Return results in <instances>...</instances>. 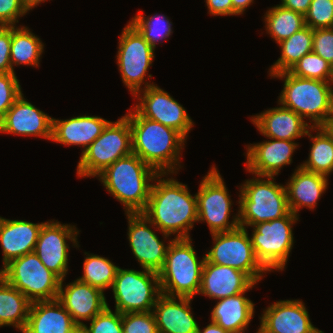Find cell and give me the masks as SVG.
<instances>
[{"label":"cell","mask_w":333,"mask_h":333,"mask_svg":"<svg viewBox=\"0 0 333 333\" xmlns=\"http://www.w3.org/2000/svg\"><path fill=\"white\" fill-rule=\"evenodd\" d=\"M52 119L53 117L28 102L22 93L0 120V133L40 137L51 141Z\"/></svg>","instance_id":"18"},{"label":"cell","mask_w":333,"mask_h":333,"mask_svg":"<svg viewBox=\"0 0 333 333\" xmlns=\"http://www.w3.org/2000/svg\"><path fill=\"white\" fill-rule=\"evenodd\" d=\"M305 23L313 30L333 28V0H312Z\"/></svg>","instance_id":"38"},{"label":"cell","mask_w":333,"mask_h":333,"mask_svg":"<svg viewBox=\"0 0 333 333\" xmlns=\"http://www.w3.org/2000/svg\"><path fill=\"white\" fill-rule=\"evenodd\" d=\"M83 275L79 281L101 289L103 292L112 287L119 266L108 258L84 252Z\"/></svg>","instance_id":"34"},{"label":"cell","mask_w":333,"mask_h":333,"mask_svg":"<svg viewBox=\"0 0 333 333\" xmlns=\"http://www.w3.org/2000/svg\"><path fill=\"white\" fill-rule=\"evenodd\" d=\"M44 222L32 223L23 220H10L0 216V244L2 248V268L11 260L33 252Z\"/></svg>","instance_id":"25"},{"label":"cell","mask_w":333,"mask_h":333,"mask_svg":"<svg viewBox=\"0 0 333 333\" xmlns=\"http://www.w3.org/2000/svg\"><path fill=\"white\" fill-rule=\"evenodd\" d=\"M283 80L278 105L291 109L312 127L330 126L333 119V83L300 78L288 71L270 75Z\"/></svg>","instance_id":"4"},{"label":"cell","mask_w":333,"mask_h":333,"mask_svg":"<svg viewBox=\"0 0 333 333\" xmlns=\"http://www.w3.org/2000/svg\"><path fill=\"white\" fill-rule=\"evenodd\" d=\"M133 98L137 99L138 103L132 108L140 116L170 127L188 139L194 122L183 105L168 92L154 84L137 92Z\"/></svg>","instance_id":"14"},{"label":"cell","mask_w":333,"mask_h":333,"mask_svg":"<svg viewBox=\"0 0 333 333\" xmlns=\"http://www.w3.org/2000/svg\"><path fill=\"white\" fill-rule=\"evenodd\" d=\"M299 216H287L252 226L250 236L257 260L268 271H284L294 246L293 225Z\"/></svg>","instance_id":"8"},{"label":"cell","mask_w":333,"mask_h":333,"mask_svg":"<svg viewBox=\"0 0 333 333\" xmlns=\"http://www.w3.org/2000/svg\"><path fill=\"white\" fill-rule=\"evenodd\" d=\"M43 52L42 40L27 26H12L10 62L13 71L18 65L39 67Z\"/></svg>","instance_id":"31"},{"label":"cell","mask_w":333,"mask_h":333,"mask_svg":"<svg viewBox=\"0 0 333 333\" xmlns=\"http://www.w3.org/2000/svg\"><path fill=\"white\" fill-rule=\"evenodd\" d=\"M76 323L57 300L33 302L22 333H66Z\"/></svg>","instance_id":"27"},{"label":"cell","mask_w":333,"mask_h":333,"mask_svg":"<svg viewBox=\"0 0 333 333\" xmlns=\"http://www.w3.org/2000/svg\"><path fill=\"white\" fill-rule=\"evenodd\" d=\"M0 275L32 303L58 297L61 279L48 270L33 251L11 260Z\"/></svg>","instance_id":"9"},{"label":"cell","mask_w":333,"mask_h":333,"mask_svg":"<svg viewBox=\"0 0 333 333\" xmlns=\"http://www.w3.org/2000/svg\"><path fill=\"white\" fill-rule=\"evenodd\" d=\"M233 5V15H241L244 14L243 12L246 11L247 7L252 5L251 3L254 0H231Z\"/></svg>","instance_id":"46"},{"label":"cell","mask_w":333,"mask_h":333,"mask_svg":"<svg viewBox=\"0 0 333 333\" xmlns=\"http://www.w3.org/2000/svg\"><path fill=\"white\" fill-rule=\"evenodd\" d=\"M246 293L219 299L211 310L210 321L228 332L247 329L255 313V303L244 296Z\"/></svg>","instance_id":"28"},{"label":"cell","mask_w":333,"mask_h":333,"mask_svg":"<svg viewBox=\"0 0 333 333\" xmlns=\"http://www.w3.org/2000/svg\"><path fill=\"white\" fill-rule=\"evenodd\" d=\"M48 0H21V2L25 5V7L30 11L33 8L37 7L42 2H45Z\"/></svg>","instance_id":"48"},{"label":"cell","mask_w":333,"mask_h":333,"mask_svg":"<svg viewBox=\"0 0 333 333\" xmlns=\"http://www.w3.org/2000/svg\"><path fill=\"white\" fill-rule=\"evenodd\" d=\"M32 302L0 275V327L24 331Z\"/></svg>","instance_id":"30"},{"label":"cell","mask_w":333,"mask_h":333,"mask_svg":"<svg viewBox=\"0 0 333 333\" xmlns=\"http://www.w3.org/2000/svg\"><path fill=\"white\" fill-rule=\"evenodd\" d=\"M245 331H247V329H243V330H239V331H235V332H229V333H245Z\"/></svg>","instance_id":"50"},{"label":"cell","mask_w":333,"mask_h":333,"mask_svg":"<svg viewBox=\"0 0 333 333\" xmlns=\"http://www.w3.org/2000/svg\"><path fill=\"white\" fill-rule=\"evenodd\" d=\"M63 282L64 279L60 282L57 300L69 312L76 324L82 326L83 320L90 321L107 307L105 293L101 289L78 279L67 285Z\"/></svg>","instance_id":"20"},{"label":"cell","mask_w":333,"mask_h":333,"mask_svg":"<svg viewBox=\"0 0 333 333\" xmlns=\"http://www.w3.org/2000/svg\"><path fill=\"white\" fill-rule=\"evenodd\" d=\"M224 179L216 166H211L209 172L199 184L197 197L198 222H206L210 233L228 232L240 227L239 212L230 214L233 201Z\"/></svg>","instance_id":"10"},{"label":"cell","mask_w":333,"mask_h":333,"mask_svg":"<svg viewBox=\"0 0 333 333\" xmlns=\"http://www.w3.org/2000/svg\"><path fill=\"white\" fill-rule=\"evenodd\" d=\"M158 174L138 155L131 153L116 160L96 177L123 205L126 214L142 213L146 209L152 183Z\"/></svg>","instance_id":"3"},{"label":"cell","mask_w":333,"mask_h":333,"mask_svg":"<svg viewBox=\"0 0 333 333\" xmlns=\"http://www.w3.org/2000/svg\"><path fill=\"white\" fill-rule=\"evenodd\" d=\"M332 67V83H333V64L331 65Z\"/></svg>","instance_id":"52"},{"label":"cell","mask_w":333,"mask_h":333,"mask_svg":"<svg viewBox=\"0 0 333 333\" xmlns=\"http://www.w3.org/2000/svg\"><path fill=\"white\" fill-rule=\"evenodd\" d=\"M313 29L307 25L292 34L288 39L278 43L281 55L271 65L269 76L284 71H289L304 55L312 52Z\"/></svg>","instance_id":"32"},{"label":"cell","mask_w":333,"mask_h":333,"mask_svg":"<svg viewBox=\"0 0 333 333\" xmlns=\"http://www.w3.org/2000/svg\"><path fill=\"white\" fill-rule=\"evenodd\" d=\"M191 238H173L158 272L161 293L194 298L199 293L205 255L199 260Z\"/></svg>","instance_id":"6"},{"label":"cell","mask_w":333,"mask_h":333,"mask_svg":"<svg viewBox=\"0 0 333 333\" xmlns=\"http://www.w3.org/2000/svg\"><path fill=\"white\" fill-rule=\"evenodd\" d=\"M117 48L118 69L131 95L154 85L153 82H145V78L155 59V49L130 22L122 30Z\"/></svg>","instance_id":"12"},{"label":"cell","mask_w":333,"mask_h":333,"mask_svg":"<svg viewBox=\"0 0 333 333\" xmlns=\"http://www.w3.org/2000/svg\"><path fill=\"white\" fill-rule=\"evenodd\" d=\"M265 31L278 44L306 26L305 16L280 4L269 8L264 15Z\"/></svg>","instance_id":"33"},{"label":"cell","mask_w":333,"mask_h":333,"mask_svg":"<svg viewBox=\"0 0 333 333\" xmlns=\"http://www.w3.org/2000/svg\"><path fill=\"white\" fill-rule=\"evenodd\" d=\"M327 176L309 172L301 168V165L292 173L285 188L290 211L299 215L302 208L313 210L317 206L318 200L328 189Z\"/></svg>","instance_id":"26"},{"label":"cell","mask_w":333,"mask_h":333,"mask_svg":"<svg viewBox=\"0 0 333 333\" xmlns=\"http://www.w3.org/2000/svg\"><path fill=\"white\" fill-rule=\"evenodd\" d=\"M109 122L100 116L87 114L65 120L53 118L51 141L66 146H80L83 153Z\"/></svg>","instance_id":"24"},{"label":"cell","mask_w":333,"mask_h":333,"mask_svg":"<svg viewBox=\"0 0 333 333\" xmlns=\"http://www.w3.org/2000/svg\"><path fill=\"white\" fill-rule=\"evenodd\" d=\"M28 12L21 0H0V26H16Z\"/></svg>","instance_id":"42"},{"label":"cell","mask_w":333,"mask_h":333,"mask_svg":"<svg viewBox=\"0 0 333 333\" xmlns=\"http://www.w3.org/2000/svg\"><path fill=\"white\" fill-rule=\"evenodd\" d=\"M311 1L312 0H281L280 5L305 16L309 10Z\"/></svg>","instance_id":"45"},{"label":"cell","mask_w":333,"mask_h":333,"mask_svg":"<svg viewBox=\"0 0 333 333\" xmlns=\"http://www.w3.org/2000/svg\"><path fill=\"white\" fill-rule=\"evenodd\" d=\"M144 37V39L156 49V45L161 44L160 40L165 41L172 35V22L169 17L161 14L150 16L143 15L138 11L137 15L129 21Z\"/></svg>","instance_id":"35"},{"label":"cell","mask_w":333,"mask_h":333,"mask_svg":"<svg viewBox=\"0 0 333 333\" xmlns=\"http://www.w3.org/2000/svg\"><path fill=\"white\" fill-rule=\"evenodd\" d=\"M159 173L152 184L146 209L142 212L162 233L163 239L191 238L190 231L198 222L197 197L187 185ZM167 175V176H166ZM166 177V178H164ZM173 234V235H172Z\"/></svg>","instance_id":"1"},{"label":"cell","mask_w":333,"mask_h":333,"mask_svg":"<svg viewBox=\"0 0 333 333\" xmlns=\"http://www.w3.org/2000/svg\"><path fill=\"white\" fill-rule=\"evenodd\" d=\"M312 51L333 64V28L313 30Z\"/></svg>","instance_id":"41"},{"label":"cell","mask_w":333,"mask_h":333,"mask_svg":"<svg viewBox=\"0 0 333 333\" xmlns=\"http://www.w3.org/2000/svg\"><path fill=\"white\" fill-rule=\"evenodd\" d=\"M275 177L253 176L239 188V224L248 228L255 224L287 216L291 211L285 185L274 181Z\"/></svg>","instance_id":"5"},{"label":"cell","mask_w":333,"mask_h":333,"mask_svg":"<svg viewBox=\"0 0 333 333\" xmlns=\"http://www.w3.org/2000/svg\"><path fill=\"white\" fill-rule=\"evenodd\" d=\"M250 120L263 136L277 140L295 141L306 136L312 127L297 113L282 105L253 115Z\"/></svg>","instance_id":"22"},{"label":"cell","mask_w":333,"mask_h":333,"mask_svg":"<svg viewBox=\"0 0 333 333\" xmlns=\"http://www.w3.org/2000/svg\"><path fill=\"white\" fill-rule=\"evenodd\" d=\"M288 72L300 78L332 81L331 64L313 51L304 55Z\"/></svg>","instance_id":"36"},{"label":"cell","mask_w":333,"mask_h":333,"mask_svg":"<svg viewBox=\"0 0 333 333\" xmlns=\"http://www.w3.org/2000/svg\"><path fill=\"white\" fill-rule=\"evenodd\" d=\"M190 297L161 294L153 307L158 333H196L198 323L193 316Z\"/></svg>","instance_id":"23"},{"label":"cell","mask_w":333,"mask_h":333,"mask_svg":"<svg viewBox=\"0 0 333 333\" xmlns=\"http://www.w3.org/2000/svg\"><path fill=\"white\" fill-rule=\"evenodd\" d=\"M115 310L120 314L151 312L162 294L158 272L119 267L112 285Z\"/></svg>","instance_id":"11"},{"label":"cell","mask_w":333,"mask_h":333,"mask_svg":"<svg viewBox=\"0 0 333 333\" xmlns=\"http://www.w3.org/2000/svg\"><path fill=\"white\" fill-rule=\"evenodd\" d=\"M12 26H0V73H15L10 62Z\"/></svg>","instance_id":"43"},{"label":"cell","mask_w":333,"mask_h":333,"mask_svg":"<svg viewBox=\"0 0 333 333\" xmlns=\"http://www.w3.org/2000/svg\"><path fill=\"white\" fill-rule=\"evenodd\" d=\"M256 285L257 283L240 270L205 260L198 294L219 300L249 291Z\"/></svg>","instance_id":"21"},{"label":"cell","mask_w":333,"mask_h":333,"mask_svg":"<svg viewBox=\"0 0 333 333\" xmlns=\"http://www.w3.org/2000/svg\"><path fill=\"white\" fill-rule=\"evenodd\" d=\"M132 153V131L126 115L110 121L103 132L81 153L76 174L96 177L119 158Z\"/></svg>","instance_id":"7"},{"label":"cell","mask_w":333,"mask_h":333,"mask_svg":"<svg viewBox=\"0 0 333 333\" xmlns=\"http://www.w3.org/2000/svg\"><path fill=\"white\" fill-rule=\"evenodd\" d=\"M125 115L132 131V153L158 173L176 175L186 139L176 130L140 116L132 107ZM179 167V168H178Z\"/></svg>","instance_id":"2"},{"label":"cell","mask_w":333,"mask_h":333,"mask_svg":"<svg viewBox=\"0 0 333 333\" xmlns=\"http://www.w3.org/2000/svg\"><path fill=\"white\" fill-rule=\"evenodd\" d=\"M128 219V240L135 259L142 269L159 272L165 263L169 244L172 240H160L157 227L143 213H126ZM151 228H154L153 231Z\"/></svg>","instance_id":"16"},{"label":"cell","mask_w":333,"mask_h":333,"mask_svg":"<svg viewBox=\"0 0 333 333\" xmlns=\"http://www.w3.org/2000/svg\"><path fill=\"white\" fill-rule=\"evenodd\" d=\"M312 131H316L313 136ZM306 136L312 141L308 159L301 165L306 171L324 176L333 172V130L330 126L311 127ZM330 174V175H329Z\"/></svg>","instance_id":"29"},{"label":"cell","mask_w":333,"mask_h":333,"mask_svg":"<svg viewBox=\"0 0 333 333\" xmlns=\"http://www.w3.org/2000/svg\"><path fill=\"white\" fill-rule=\"evenodd\" d=\"M196 333H229L228 331L224 330L221 326L214 322H210L204 329H201L198 325Z\"/></svg>","instance_id":"47"},{"label":"cell","mask_w":333,"mask_h":333,"mask_svg":"<svg viewBox=\"0 0 333 333\" xmlns=\"http://www.w3.org/2000/svg\"><path fill=\"white\" fill-rule=\"evenodd\" d=\"M49 220L43 223L34 252L43 265L61 280H65L68 274L69 244L79 248L77 237L79 230L75 225L61 224L57 220Z\"/></svg>","instance_id":"15"},{"label":"cell","mask_w":333,"mask_h":333,"mask_svg":"<svg viewBox=\"0 0 333 333\" xmlns=\"http://www.w3.org/2000/svg\"><path fill=\"white\" fill-rule=\"evenodd\" d=\"M123 333H158L153 312L122 314Z\"/></svg>","instance_id":"39"},{"label":"cell","mask_w":333,"mask_h":333,"mask_svg":"<svg viewBox=\"0 0 333 333\" xmlns=\"http://www.w3.org/2000/svg\"><path fill=\"white\" fill-rule=\"evenodd\" d=\"M66 333H83V328L81 325L76 324L72 329H70Z\"/></svg>","instance_id":"49"},{"label":"cell","mask_w":333,"mask_h":333,"mask_svg":"<svg viewBox=\"0 0 333 333\" xmlns=\"http://www.w3.org/2000/svg\"><path fill=\"white\" fill-rule=\"evenodd\" d=\"M309 312L302 300H279L263 310L256 333H314Z\"/></svg>","instance_id":"17"},{"label":"cell","mask_w":333,"mask_h":333,"mask_svg":"<svg viewBox=\"0 0 333 333\" xmlns=\"http://www.w3.org/2000/svg\"><path fill=\"white\" fill-rule=\"evenodd\" d=\"M211 235L214 245L205 254L207 262L240 270L255 283L262 280L268 271L257 260L246 228L238 227L232 231Z\"/></svg>","instance_id":"13"},{"label":"cell","mask_w":333,"mask_h":333,"mask_svg":"<svg viewBox=\"0 0 333 333\" xmlns=\"http://www.w3.org/2000/svg\"><path fill=\"white\" fill-rule=\"evenodd\" d=\"M208 14L212 16H233L231 0H205Z\"/></svg>","instance_id":"44"},{"label":"cell","mask_w":333,"mask_h":333,"mask_svg":"<svg viewBox=\"0 0 333 333\" xmlns=\"http://www.w3.org/2000/svg\"><path fill=\"white\" fill-rule=\"evenodd\" d=\"M314 333H324V331L317 329Z\"/></svg>","instance_id":"51"},{"label":"cell","mask_w":333,"mask_h":333,"mask_svg":"<svg viewBox=\"0 0 333 333\" xmlns=\"http://www.w3.org/2000/svg\"><path fill=\"white\" fill-rule=\"evenodd\" d=\"M90 326L83 324V333H123L122 314L107 307L90 320Z\"/></svg>","instance_id":"37"},{"label":"cell","mask_w":333,"mask_h":333,"mask_svg":"<svg viewBox=\"0 0 333 333\" xmlns=\"http://www.w3.org/2000/svg\"><path fill=\"white\" fill-rule=\"evenodd\" d=\"M268 139L246 145V171L254 176H277L284 166L292 163V155L299 147L295 141Z\"/></svg>","instance_id":"19"},{"label":"cell","mask_w":333,"mask_h":333,"mask_svg":"<svg viewBox=\"0 0 333 333\" xmlns=\"http://www.w3.org/2000/svg\"><path fill=\"white\" fill-rule=\"evenodd\" d=\"M17 78L15 73H0V120L23 92Z\"/></svg>","instance_id":"40"}]
</instances>
